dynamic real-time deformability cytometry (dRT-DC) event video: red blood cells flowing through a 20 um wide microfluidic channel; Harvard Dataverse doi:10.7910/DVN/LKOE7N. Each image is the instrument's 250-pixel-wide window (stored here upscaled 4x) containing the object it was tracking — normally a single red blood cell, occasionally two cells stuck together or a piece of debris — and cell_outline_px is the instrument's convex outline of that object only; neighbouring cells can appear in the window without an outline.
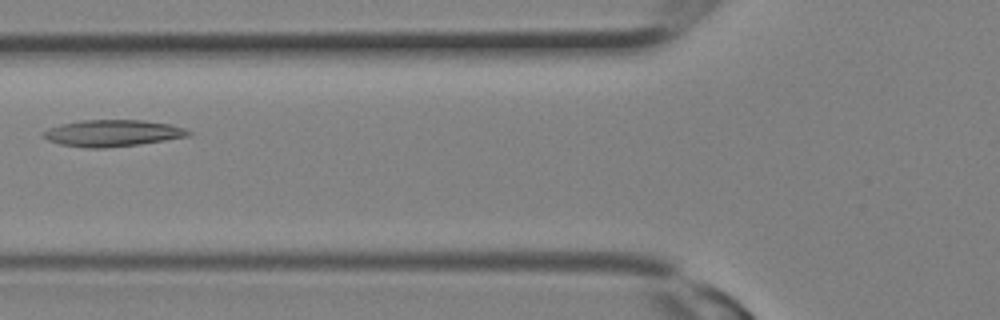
{"species": "Egyptian fruit bat (a non-hibernating species)", "species_latin": "Rousettus aegyptiacus", "temperature_condition": "room temperature", "stored_images_in_passage": 4, "camera_frame_rate_fps": 3000, "um_per_image_px": 0.085, "animal": {"sex": "female"}, "frame": {"image": 1, "passage_image": 3, "time_ms": 0.667, "image_size_px": [1000, 320], "cell_outline_px": [[192, 136], [140, 144], [104, 148], [88, 148], [60, 144], [48, 140], [44, 136], [44, 132], [48, 128], [64, 124], [84, 120], [144, 120], [172, 124], [184, 128], [192, 132]], "centroid_in_image_um": [9.65, 11.32], "position_along_channel_um": 116.2, "area_um2": 22.43}}